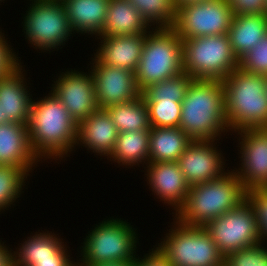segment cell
Segmentation results:
<instances>
[{"label": "cell", "instance_id": "obj_40", "mask_svg": "<svg viewBox=\"0 0 267 266\" xmlns=\"http://www.w3.org/2000/svg\"><path fill=\"white\" fill-rule=\"evenodd\" d=\"M91 266H135L134 261L98 263Z\"/></svg>", "mask_w": 267, "mask_h": 266}, {"label": "cell", "instance_id": "obj_2", "mask_svg": "<svg viewBox=\"0 0 267 266\" xmlns=\"http://www.w3.org/2000/svg\"><path fill=\"white\" fill-rule=\"evenodd\" d=\"M27 128L38 158L63 157L77 143L78 124L53 92L45 99L32 101Z\"/></svg>", "mask_w": 267, "mask_h": 266}, {"label": "cell", "instance_id": "obj_43", "mask_svg": "<svg viewBox=\"0 0 267 266\" xmlns=\"http://www.w3.org/2000/svg\"><path fill=\"white\" fill-rule=\"evenodd\" d=\"M265 14L267 15V0H266V11H265Z\"/></svg>", "mask_w": 267, "mask_h": 266}, {"label": "cell", "instance_id": "obj_32", "mask_svg": "<svg viewBox=\"0 0 267 266\" xmlns=\"http://www.w3.org/2000/svg\"><path fill=\"white\" fill-rule=\"evenodd\" d=\"M261 243L229 253L224 266H267V249Z\"/></svg>", "mask_w": 267, "mask_h": 266}, {"label": "cell", "instance_id": "obj_29", "mask_svg": "<svg viewBox=\"0 0 267 266\" xmlns=\"http://www.w3.org/2000/svg\"><path fill=\"white\" fill-rule=\"evenodd\" d=\"M140 12L149 25L158 24L157 28H171L175 20L176 8L173 0H128Z\"/></svg>", "mask_w": 267, "mask_h": 266}, {"label": "cell", "instance_id": "obj_15", "mask_svg": "<svg viewBox=\"0 0 267 266\" xmlns=\"http://www.w3.org/2000/svg\"><path fill=\"white\" fill-rule=\"evenodd\" d=\"M212 142L193 140L178 158L179 168L190 186L212 181L225 174L221 153L212 146Z\"/></svg>", "mask_w": 267, "mask_h": 266}, {"label": "cell", "instance_id": "obj_11", "mask_svg": "<svg viewBox=\"0 0 267 266\" xmlns=\"http://www.w3.org/2000/svg\"><path fill=\"white\" fill-rule=\"evenodd\" d=\"M26 37L39 49H55L73 31L61 0H34L25 20Z\"/></svg>", "mask_w": 267, "mask_h": 266}, {"label": "cell", "instance_id": "obj_33", "mask_svg": "<svg viewBox=\"0 0 267 266\" xmlns=\"http://www.w3.org/2000/svg\"><path fill=\"white\" fill-rule=\"evenodd\" d=\"M238 67L248 73L267 75V34L239 59Z\"/></svg>", "mask_w": 267, "mask_h": 266}, {"label": "cell", "instance_id": "obj_9", "mask_svg": "<svg viewBox=\"0 0 267 266\" xmlns=\"http://www.w3.org/2000/svg\"><path fill=\"white\" fill-rule=\"evenodd\" d=\"M219 251L227 254L263 241L257 226L254 207L248 199L204 226Z\"/></svg>", "mask_w": 267, "mask_h": 266}, {"label": "cell", "instance_id": "obj_14", "mask_svg": "<svg viewBox=\"0 0 267 266\" xmlns=\"http://www.w3.org/2000/svg\"><path fill=\"white\" fill-rule=\"evenodd\" d=\"M238 133L242 135L243 165L236 175L247 190L267 187V129H244Z\"/></svg>", "mask_w": 267, "mask_h": 266}, {"label": "cell", "instance_id": "obj_7", "mask_svg": "<svg viewBox=\"0 0 267 266\" xmlns=\"http://www.w3.org/2000/svg\"><path fill=\"white\" fill-rule=\"evenodd\" d=\"M178 224L157 248L172 266H224V256L204 227Z\"/></svg>", "mask_w": 267, "mask_h": 266}, {"label": "cell", "instance_id": "obj_31", "mask_svg": "<svg viewBox=\"0 0 267 266\" xmlns=\"http://www.w3.org/2000/svg\"><path fill=\"white\" fill-rule=\"evenodd\" d=\"M28 171L12 165H0V210L10 206L20 195Z\"/></svg>", "mask_w": 267, "mask_h": 266}, {"label": "cell", "instance_id": "obj_41", "mask_svg": "<svg viewBox=\"0 0 267 266\" xmlns=\"http://www.w3.org/2000/svg\"><path fill=\"white\" fill-rule=\"evenodd\" d=\"M204 1H210V0H173L176 9L179 7H183L185 5L201 3Z\"/></svg>", "mask_w": 267, "mask_h": 266}, {"label": "cell", "instance_id": "obj_23", "mask_svg": "<svg viewBox=\"0 0 267 266\" xmlns=\"http://www.w3.org/2000/svg\"><path fill=\"white\" fill-rule=\"evenodd\" d=\"M267 34V15H235L228 31L234 54L240 59Z\"/></svg>", "mask_w": 267, "mask_h": 266}, {"label": "cell", "instance_id": "obj_1", "mask_svg": "<svg viewBox=\"0 0 267 266\" xmlns=\"http://www.w3.org/2000/svg\"><path fill=\"white\" fill-rule=\"evenodd\" d=\"M179 127L192 140L213 141L223 130L228 129L223 81L191 80L182 100Z\"/></svg>", "mask_w": 267, "mask_h": 266}, {"label": "cell", "instance_id": "obj_21", "mask_svg": "<svg viewBox=\"0 0 267 266\" xmlns=\"http://www.w3.org/2000/svg\"><path fill=\"white\" fill-rule=\"evenodd\" d=\"M72 30L90 34L102 33L109 0H61Z\"/></svg>", "mask_w": 267, "mask_h": 266}, {"label": "cell", "instance_id": "obj_17", "mask_svg": "<svg viewBox=\"0 0 267 266\" xmlns=\"http://www.w3.org/2000/svg\"><path fill=\"white\" fill-rule=\"evenodd\" d=\"M40 160L29 140L27 125L5 122L0 124V165H12L26 169Z\"/></svg>", "mask_w": 267, "mask_h": 266}, {"label": "cell", "instance_id": "obj_24", "mask_svg": "<svg viewBox=\"0 0 267 266\" xmlns=\"http://www.w3.org/2000/svg\"><path fill=\"white\" fill-rule=\"evenodd\" d=\"M192 141L180 127H151L149 162H177Z\"/></svg>", "mask_w": 267, "mask_h": 266}, {"label": "cell", "instance_id": "obj_37", "mask_svg": "<svg viewBox=\"0 0 267 266\" xmlns=\"http://www.w3.org/2000/svg\"><path fill=\"white\" fill-rule=\"evenodd\" d=\"M135 266H172L168 259L159 251L156 247V250L144 256V259L134 260Z\"/></svg>", "mask_w": 267, "mask_h": 266}, {"label": "cell", "instance_id": "obj_39", "mask_svg": "<svg viewBox=\"0 0 267 266\" xmlns=\"http://www.w3.org/2000/svg\"><path fill=\"white\" fill-rule=\"evenodd\" d=\"M0 266H13V255L0 242Z\"/></svg>", "mask_w": 267, "mask_h": 266}, {"label": "cell", "instance_id": "obj_19", "mask_svg": "<svg viewBox=\"0 0 267 266\" xmlns=\"http://www.w3.org/2000/svg\"><path fill=\"white\" fill-rule=\"evenodd\" d=\"M95 57L100 63L136 72L143 52L145 34L102 36Z\"/></svg>", "mask_w": 267, "mask_h": 266}, {"label": "cell", "instance_id": "obj_10", "mask_svg": "<svg viewBox=\"0 0 267 266\" xmlns=\"http://www.w3.org/2000/svg\"><path fill=\"white\" fill-rule=\"evenodd\" d=\"M234 14L226 0H210L176 9L172 29L181 39L228 34Z\"/></svg>", "mask_w": 267, "mask_h": 266}, {"label": "cell", "instance_id": "obj_4", "mask_svg": "<svg viewBox=\"0 0 267 266\" xmlns=\"http://www.w3.org/2000/svg\"><path fill=\"white\" fill-rule=\"evenodd\" d=\"M246 199L247 189L231 171L212 181L190 186L185 204L175 216L181 224L204 227Z\"/></svg>", "mask_w": 267, "mask_h": 266}, {"label": "cell", "instance_id": "obj_3", "mask_svg": "<svg viewBox=\"0 0 267 266\" xmlns=\"http://www.w3.org/2000/svg\"><path fill=\"white\" fill-rule=\"evenodd\" d=\"M223 86L228 129H267L265 75L248 73L238 67L223 80Z\"/></svg>", "mask_w": 267, "mask_h": 266}, {"label": "cell", "instance_id": "obj_35", "mask_svg": "<svg viewBox=\"0 0 267 266\" xmlns=\"http://www.w3.org/2000/svg\"><path fill=\"white\" fill-rule=\"evenodd\" d=\"M235 15L265 14L266 0H226Z\"/></svg>", "mask_w": 267, "mask_h": 266}, {"label": "cell", "instance_id": "obj_22", "mask_svg": "<svg viewBox=\"0 0 267 266\" xmlns=\"http://www.w3.org/2000/svg\"><path fill=\"white\" fill-rule=\"evenodd\" d=\"M148 24L128 0H109L101 36L147 34Z\"/></svg>", "mask_w": 267, "mask_h": 266}, {"label": "cell", "instance_id": "obj_16", "mask_svg": "<svg viewBox=\"0 0 267 266\" xmlns=\"http://www.w3.org/2000/svg\"><path fill=\"white\" fill-rule=\"evenodd\" d=\"M150 187L164 203L177 211L185 204L190 185L187 183L177 162H148Z\"/></svg>", "mask_w": 267, "mask_h": 266}, {"label": "cell", "instance_id": "obj_36", "mask_svg": "<svg viewBox=\"0 0 267 266\" xmlns=\"http://www.w3.org/2000/svg\"><path fill=\"white\" fill-rule=\"evenodd\" d=\"M0 34V78H3L9 75L16 67L20 64L18 63V57L12 53L9 48L7 40L5 41Z\"/></svg>", "mask_w": 267, "mask_h": 266}, {"label": "cell", "instance_id": "obj_18", "mask_svg": "<svg viewBox=\"0 0 267 266\" xmlns=\"http://www.w3.org/2000/svg\"><path fill=\"white\" fill-rule=\"evenodd\" d=\"M21 67L19 65L9 75L0 78L2 123L28 124L32 99L24 85Z\"/></svg>", "mask_w": 267, "mask_h": 266}, {"label": "cell", "instance_id": "obj_34", "mask_svg": "<svg viewBox=\"0 0 267 266\" xmlns=\"http://www.w3.org/2000/svg\"><path fill=\"white\" fill-rule=\"evenodd\" d=\"M247 199L254 207L261 239L267 236V187L247 190Z\"/></svg>", "mask_w": 267, "mask_h": 266}, {"label": "cell", "instance_id": "obj_30", "mask_svg": "<svg viewBox=\"0 0 267 266\" xmlns=\"http://www.w3.org/2000/svg\"><path fill=\"white\" fill-rule=\"evenodd\" d=\"M151 127H179L182 101H145Z\"/></svg>", "mask_w": 267, "mask_h": 266}, {"label": "cell", "instance_id": "obj_27", "mask_svg": "<svg viewBox=\"0 0 267 266\" xmlns=\"http://www.w3.org/2000/svg\"><path fill=\"white\" fill-rule=\"evenodd\" d=\"M120 132L151 130L147 106L142 95L106 109Z\"/></svg>", "mask_w": 267, "mask_h": 266}, {"label": "cell", "instance_id": "obj_12", "mask_svg": "<svg viewBox=\"0 0 267 266\" xmlns=\"http://www.w3.org/2000/svg\"><path fill=\"white\" fill-rule=\"evenodd\" d=\"M92 69L94 89L99 109L129 102L141 96L135 72L108 66L96 58Z\"/></svg>", "mask_w": 267, "mask_h": 266}, {"label": "cell", "instance_id": "obj_42", "mask_svg": "<svg viewBox=\"0 0 267 266\" xmlns=\"http://www.w3.org/2000/svg\"><path fill=\"white\" fill-rule=\"evenodd\" d=\"M2 123V110H1V107H0V124Z\"/></svg>", "mask_w": 267, "mask_h": 266}, {"label": "cell", "instance_id": "obj_38", "mask_svg": "<svg viewBox=\"0 0 267 266\" xmlns=\"http://www.w3.org/2000/svg\"><path fill=\"white\" fill-rule=\"evenodd\" d=\"M64 251L57 259H45V260H37L34 262L32 266H75L76 263L73 264L68 258L67 253Z\"/></svg>", "mask_w": 267, "mask_h": 266}, {"label": "cell", "instance_id": "obj_8", "mask_svg": "<svg viewBox=\"0 0 267 266\" xmlns=\"http://www.w3.org/2000/svg\"><path fill=\"white\" fill-rule=\"evenodd\" d=\"M129 225L121 219H111L97 225L85 238L83 263H77L78 266L134 261L136 234Z\"/></svg>", "mask_w": 267, "mask_h": 266}, {"label": "cell", "instance_id": "obj_26", "mask_svg": "<svg viewBox=\"0 0 267 266\" xmlns=\"http://www.w3.org/2000/svg\"><path fill=\"white\" fill-rule=\"evenodd\" d=\"M150 130L120 132L110 158L124 165L149 161Z\"/></svg>", "mask_w": 267, "mask_h": 266}, {"label": "cell", "instance_id": "obj_13", "mask_svg": "<svg viewBox=\"0 0 267 266\" xmlns=\"http://www.w3.org/2000/svg\"><path fill=\"white\" fill-rule=\"evenodd\" d=\"M52 91L78 123L96 112L99 107L91 74L67 71L55 82Z\"/></svg>", "mask_w": 267, "mask_h": 266}, {"label": "cell", "instance_id": "obj_5", "mask_svg": "<svg viewBox=\"0 0 267 266\" xmlns=\"http://www.w3.org/2000/svg\"><path fill=\"white\" fill-rule=\"evenodd\" d=\"M145 34L142 56L135 72L142 91L147 86L175 77L183 71V41L172 28Z\"/></svg>", "mask_w": 267, "mask_h": 266}, {"label": "cell", "instance_id": "obj_25", "mask_svg": "<svg viewBox=\"0 0 267 266\" xmlns=\"http://www.w3.org/2000/svg\"><path fill=\"white\" fill-rule=\"evenodd\" d=\"M53 236L40 233L29 238L22 244L20 252L13 255V266H32L37 260L57 259L65 249L60 239Z\"/></svg>", "mask_w": 267, "mask_h": 266}, {"label": "cell", "instance_id": "obj_28", "mask_svg": "<svg viewBox=\"0 0 267 266\" xmlns=\"http://www.w3.org/2000/svg\"><path fill=\"white\" fill-rule=\"evenodd\" d=\"M192 79L186 72H182L175 77L147 86L141 95L144 101H182Z\"/></svg>", "mask_w": 267, "mask_h": 266}, {"label": "cell", "instance_id": "obj_20", "mask_svg": "<svg viewBox=\"0 0 267 266\" xmlns=\"http://www.w3.org/2000/svg\"><path fill=\"white\" fill-rule=\"evenodd\" d=\"M118 129L106 109H98L88 118L78 123L77 144L82 142L88 149L109 156L116 143Z\"/></svg>", "mask_w": 267, "mask_h": 266}, {"label": "cell", "instance_id": "obj_6", "mask_svg": "<svg viewBox=\"0 0 267 266\" xmlns=\"http://www.w3.org/2000/svg\"><path fill=\"white\" fill-rule=\"evenodd\" d=\"M183 41V71L193 79L223 81L238 68L228 34L211 35Z\"/></svg>", "mask_w": 267, "mask_h": 266}]
</instances>
